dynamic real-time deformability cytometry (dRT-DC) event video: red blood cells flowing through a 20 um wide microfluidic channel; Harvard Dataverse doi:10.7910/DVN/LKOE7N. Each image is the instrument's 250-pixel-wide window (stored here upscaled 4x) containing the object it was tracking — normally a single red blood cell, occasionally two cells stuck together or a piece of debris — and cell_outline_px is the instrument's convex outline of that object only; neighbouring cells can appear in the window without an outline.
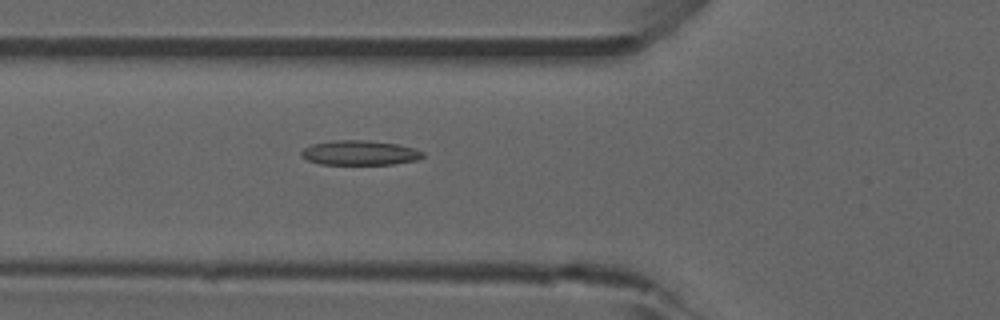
{"species": "common noctule bat (a hibernating species)", "species_latin": "Nyctalus noctula", "temperature_condition": "room temperature", "stored_images_in_passage": 49, "camera_frame_rate_fps": 3000, "um_per_image_px": 0.085, "animal": {"sex": "male", "forearm_length_mm": 52.5}, "frame": {"image": 1, "passage_image": 15, "time_ms": 4.667, "image_size_px": [1000, 320], "cell_outline_px": [[424, 156], [416, 160], [392, 164], [320, 164], [308, 160], [300, 156], [300, 152], [304, 148], [312, 144], [336, 140], [368, 140], [396, 144], [416, 148], [424, 152]], "centroid_in_image_um": [30.58, 12.98], "position_along_channel_um": 95.2, "area_um2": 17.46}, "authors_computed_cell_mechanics": {"area_um2": 16.8776, "velocity_mm_per_s": 3.8703, "shape_relaxation_time_tau1_ms": null, "shape_relaxation_time_tau2_ms": 4.5659, "deformation_change_tau1": null, "deformation_change_tau2": 0.1279}}